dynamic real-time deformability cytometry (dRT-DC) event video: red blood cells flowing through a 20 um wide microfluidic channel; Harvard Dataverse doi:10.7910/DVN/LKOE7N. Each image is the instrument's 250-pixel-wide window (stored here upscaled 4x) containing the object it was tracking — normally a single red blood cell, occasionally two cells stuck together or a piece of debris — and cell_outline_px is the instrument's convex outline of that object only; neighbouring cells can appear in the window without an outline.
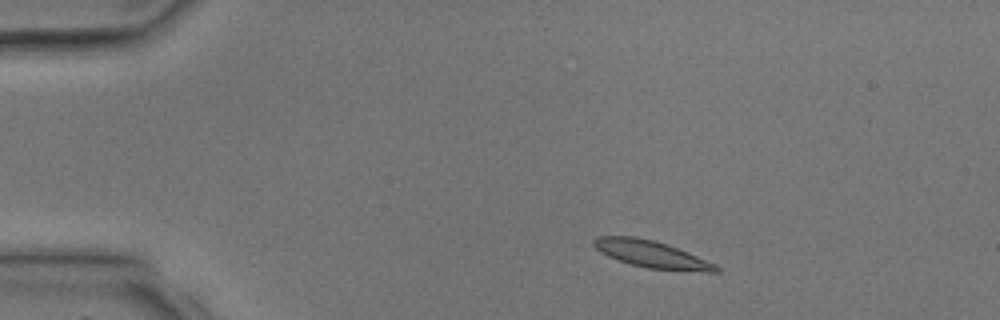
{"species": "common noctule bat (a hibernating species)", "species_latin": "Nyctalus noctula", "temperature_condition": "room temperature", "stored_images_in_passage": 3, "camera_frame_rate_fps": 3000, "um_per_image_px": 0.085, "animal": {"sex": "male", "body_mass_g": 17.9, "forearm_length_mm": 54.2}, "frame": {"image": 1, "passage_image": 2, "time_ms": 1.333, "image_size_px": [1000, 320], "cell_outline_px": [[720, 272], [708, 272], [648, 268], [632, 264], [608, 256], [600, 252], [592, 244], [592, 240], [596, 236], [632, 236], [652, 240], [688, 252], [716, 264], [720, 268]], "centroid_in_image_um": [55.37, 21.61], "position_along_channel_um": 29.6, "area_um2": 18.96}}